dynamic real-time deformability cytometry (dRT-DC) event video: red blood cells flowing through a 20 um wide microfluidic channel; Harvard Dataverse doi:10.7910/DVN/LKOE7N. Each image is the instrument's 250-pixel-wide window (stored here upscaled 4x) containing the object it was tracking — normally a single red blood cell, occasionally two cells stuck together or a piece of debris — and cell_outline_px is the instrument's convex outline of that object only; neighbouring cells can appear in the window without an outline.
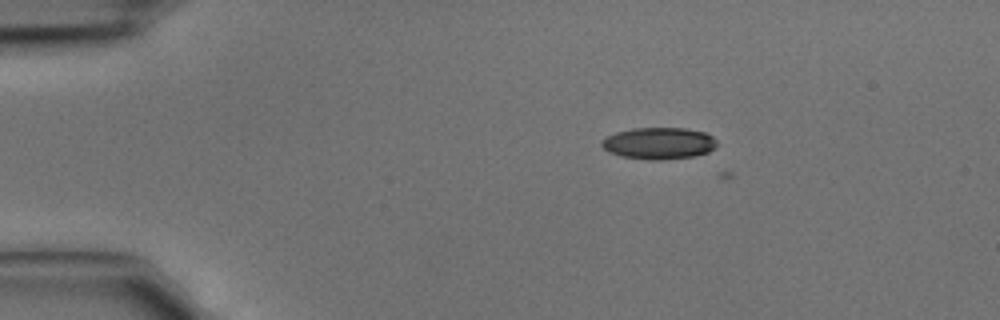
{"species": "common noctule bat (a hibernating species)", "species_latin": "Nyctalus noctula", "temperature_condition": "cold", "stored_images_in_passage": 3, "camera_frame_rate_fps": 3000, "um_per_image_px": 0.085, "animal": {"sex": "male", "body_mass_g": 15.6}, "frame": {"image": 1, "passage_image": 1, "time_ms": 0.0, "image_size_px": [1000, 320], "cell_outline_px": [[716, 148], [708, 152], [696, 156], [660, 160], [648, 160], [620, 156], [608, 152], [600, 144], [600, 140], [604, 136], [616, 132], [632, 128], [684, 128], [704, 132], [712, 136], [716, 140]], "centroid_in_image_um": [55.97, 12.18], "position_along_channel_um": 29.0, "area_um2": 21.62}}
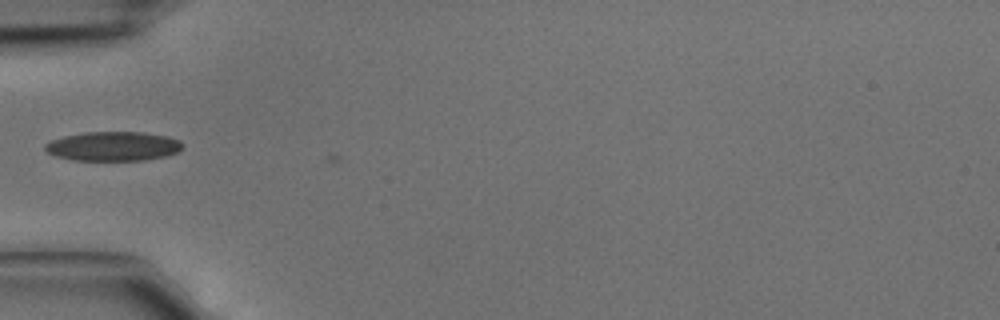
{"frame": {"image": 2, "passage_image": 3, "time_ms": 0.667, "image_size_px": [1000, 320], "cell_outline_px": [[184, 144], [176, 152], [164, 156], [144, 160], [72, 160], [56, 156], [48, 152], [44, 148], [44, 144], [52, 140], [64, 136], [84, 132], [144, 132], [168, 136], [180, 140]], "centroid_in_image_um": [9.61, 12.42], "position_along_channel_um": 75.4, "area_um2": 23.41}}